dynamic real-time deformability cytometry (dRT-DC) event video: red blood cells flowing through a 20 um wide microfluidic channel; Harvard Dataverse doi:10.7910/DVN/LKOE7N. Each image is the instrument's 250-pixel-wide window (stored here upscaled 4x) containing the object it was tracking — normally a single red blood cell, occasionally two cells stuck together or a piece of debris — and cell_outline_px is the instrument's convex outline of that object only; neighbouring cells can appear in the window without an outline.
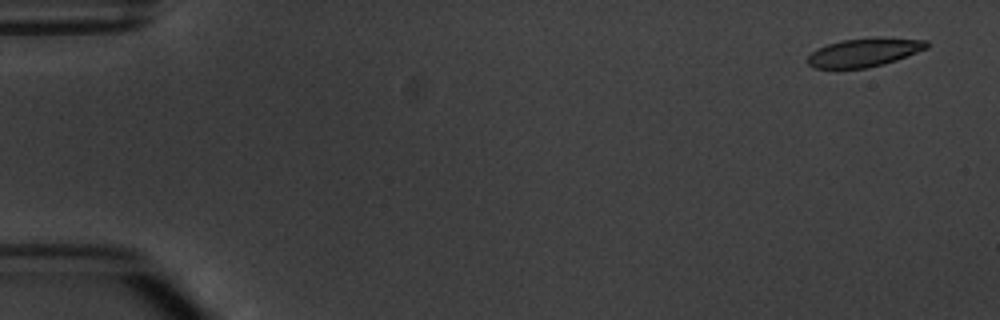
{"species": "common noctule bat (a hibernating species)", "species_latin": "Nyctalus noctula", "temperature_condition": "warm", "stored_images_in_passage": 5, "segment_of_instrument_passage": [1, 2], "camera_frame_rate_fps": 3000, "um_per_image_px": 0.085, "animal": {"sex": "male", "body_mass_g": 20.1, "forearm_length_mm": 53.5}, "frame": {"image": 1, "passage_image": 1, "time_ms": 0.0, "image_size_px": [1000, 320], "cell_outline_px": [[928, 48], [896, 60], [884, 64], [868, 68], [812, 68], [808, 64], [808, 56], [812, 52], [828, 44], [840, 40], [872, 36], [928, 40]], "centroid_in_image_um": [73.48, 4.44], "position_along_channel_um": 11.5, "area_um2": 20.0}}
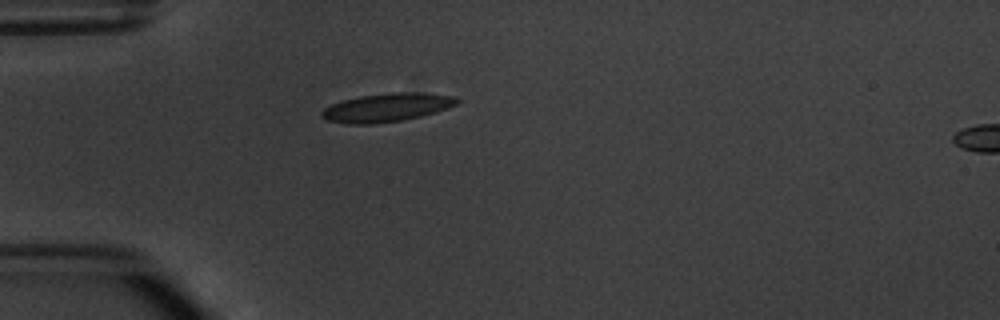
{"frame": {"image": 2, "passage_image": 4, "time_ms": 4.333, "image_size_px": [1000, 320], "cell_outline_px": [[460, 100], [456, 104], [448, 108], [436, 112], [404, 120], [372, 124], [348, 124], [328, 120], [320, 116], [320, 112], [324, 108], [332, 104], [344, 100], [360, 96], [392, 92], [424, 92], [452, 96]], "centroid_in_image_um": [32.88, 9.14], "position_along_channel_um": 52.1, "area_um2": 22.43}}